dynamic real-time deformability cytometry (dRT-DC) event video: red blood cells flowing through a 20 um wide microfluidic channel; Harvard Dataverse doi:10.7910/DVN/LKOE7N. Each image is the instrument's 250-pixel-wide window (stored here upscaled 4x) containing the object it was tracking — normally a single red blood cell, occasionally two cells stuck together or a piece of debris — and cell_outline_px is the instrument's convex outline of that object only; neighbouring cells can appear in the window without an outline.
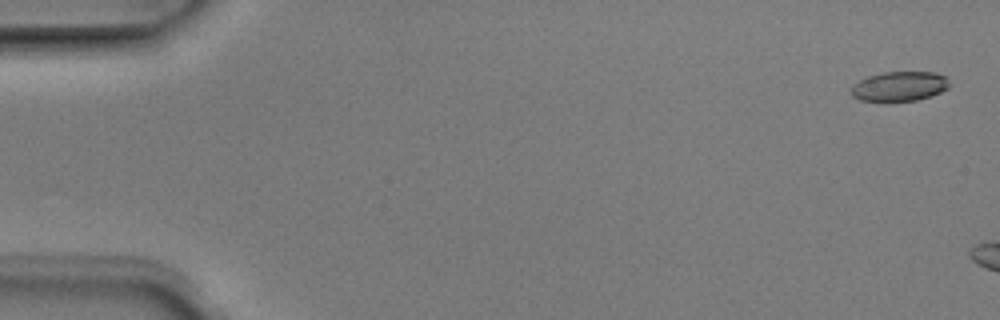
{"species": "Egyptian fruit bat (a non-hibernating species)", "species_latin": "Rousettus aegyptiacus", "temperature_condition": "room temperature", "stored_images_in_passage": 5, "camera_frame_rate_fps": 3000, "um_per_image_px": 0.085, "animal": {"sex": "male"}, "frame": {"image": 1, "passage_image": 1, "time_ms": 0.0, "image_size_px": [1000, 320], "cell_outline_px": [[948, 88], [940, 92], [916, 100], [888, 104], [860, 100], [852, 96], [852, 88], [860, 80], [868, 76], [884, 72], [936, 72], [944, 76], [948, 80]], "centroid_in_image_um": [76.42, 7.38], "position_along_channel_um": 8.6, "area_um2": 17.28}}
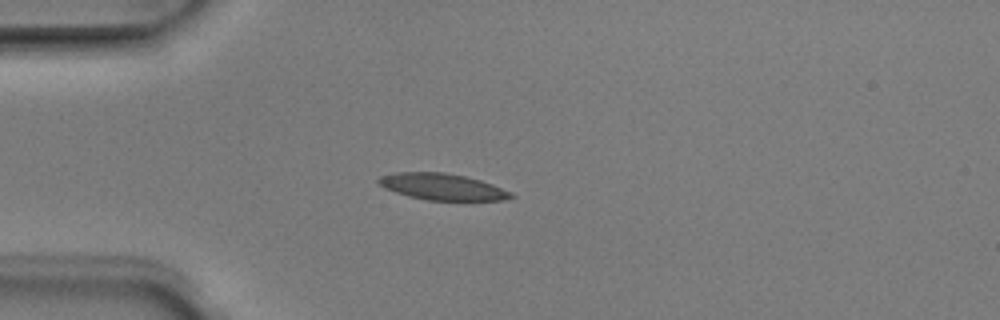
{"frame": {"image": 2, "passage_image": 5, "time_ms": 1.333, "image_size_px": [1000, 320], "cell_outline_px": [[516, 196], [504, 200], [428, 200], [408, 196], [384, 188], [376, 180], [380, 176], [396, 172], [444, 172], [464, 176], [480, 180], [492, 184], [512, 192]], "centroid_in_image_um": [37.6, 15.87], "position_along_channel_um": 47.4, "area_um2": 20.35}}